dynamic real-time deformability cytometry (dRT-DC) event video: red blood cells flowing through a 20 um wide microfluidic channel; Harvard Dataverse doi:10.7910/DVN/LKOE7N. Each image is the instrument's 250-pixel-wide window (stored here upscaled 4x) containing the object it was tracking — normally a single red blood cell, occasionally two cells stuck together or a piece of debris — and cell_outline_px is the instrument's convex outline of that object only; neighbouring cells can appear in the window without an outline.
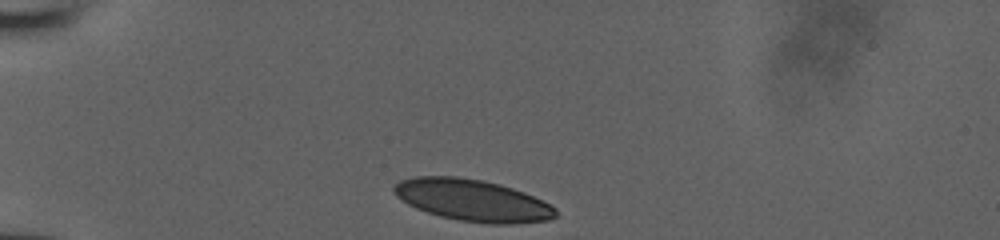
{"species": "human", "species_latin": "Homo sapiens", "temperature_condition": "room temperature", "stored_images_in_passage": 3, "camera_frame_rate_fps": 3000, "um_per_image_px": 0.085, "donor": {"sex": "male"}, "frame": {"image": 1, "passage_image": 1, "time_ms": 0.0, "image_size_px": [1000, 240], "cell_outline_px": [[556, 216], [548, 220], [512, 224], [488, 224], [460, 220], [440, 216], [416, 208], [408, 204], [396, 196], [392, 192], [392, 188], [400, 180], [416, 176], [456, 176], [480, 180], [500, 184], [524, 192], [556, 208]], "centroid_in_image_um": [40.13, 17.02], "position_along_channel_um": 44.9, "area_um2": 39.13}}
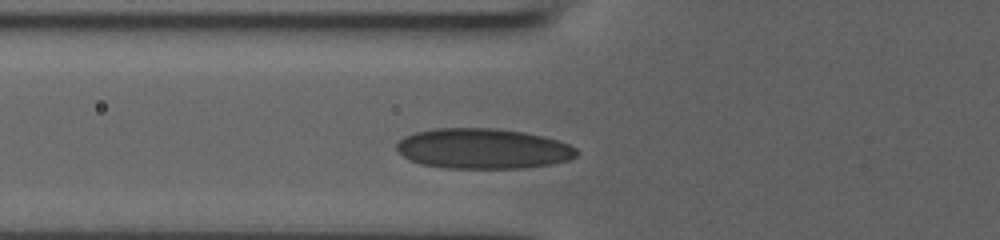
{"frame": {"image": 2, "passage_image": 3, "time_ms": 0.667, "image_size_px": [1000, 240], "cell_outline_px": [[580, 152], [576, 156], [568, 160], [552, 164], [520, 168], [444, 168], [420, 164], [404, 156], [396, 148], [396, 144], [404, 136], [416, 132], [436, 128], [496, 128], [524, 132], [544, 136], [560, 140], [576, 148]], "centroid_in_image_um": [41.08, 12.63], "position_along_channel_um": 84.7, "area_um2": 42.43}}